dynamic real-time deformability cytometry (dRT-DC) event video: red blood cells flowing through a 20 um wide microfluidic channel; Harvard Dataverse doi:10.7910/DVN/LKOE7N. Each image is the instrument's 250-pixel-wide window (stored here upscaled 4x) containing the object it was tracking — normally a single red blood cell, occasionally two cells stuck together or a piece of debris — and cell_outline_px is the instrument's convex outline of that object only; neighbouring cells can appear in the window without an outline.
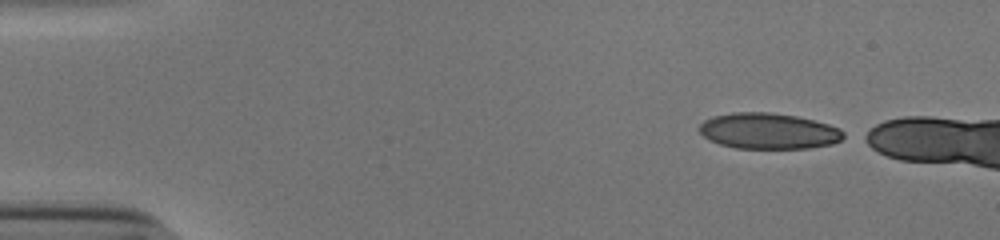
{"species": "human", "species_latin": "Homo sapiens", "temperature_condition": "cold", "stored_images_in_passage": 5, "camera_frame_rate_fps": 3000, "um_per_image_px": 0.085, "donor": {"sex": "male"}, "frame": {"image": 1, "passage_image": 1, "time_ms": 0.0, "image_size_px": [1000, 240], "cell_outline_px": [[848, 136], [832, 144], [808, 148], [736, 148], [720, 144], [708, 140], [700, 132], [700, 124], [704, 120], [712, 116], [732, 112], [772, 112], [796, 116], [828, 124], [840, 128]], "centroid_in_image_um": [65.33, 11.13], "position_along_channel_um": 19.7, "area_um2": 30.29}}